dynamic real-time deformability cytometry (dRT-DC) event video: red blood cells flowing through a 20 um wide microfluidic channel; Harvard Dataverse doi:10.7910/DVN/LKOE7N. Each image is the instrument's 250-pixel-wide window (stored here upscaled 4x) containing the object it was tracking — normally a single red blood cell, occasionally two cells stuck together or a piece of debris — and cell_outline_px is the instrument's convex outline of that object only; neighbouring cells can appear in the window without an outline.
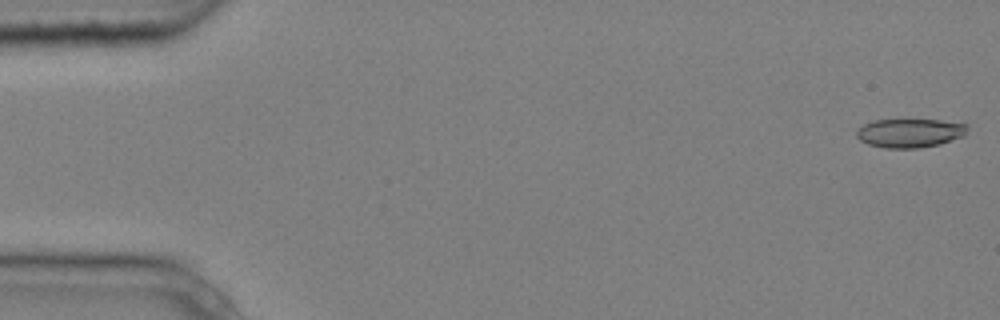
{"species": "common noctule bat (a hibernating species)", "species_latin": "Nyctalus noctula", "temperature_condition": "cold", "stored_images_in_passage": 6, "camera_frame_rate_fps": 3000, "um_per_image_px": 0.085, "animal": {"sex": "male", "body_mass_g": 20.4}, "frame": {"image": 1, "passage_image": 1, "time_ms": 0.0, "image_size_px": [1000, 320], "cell_outline_px": [[968, 128], [964, 136], [940, 144], [920, 148], [884, 148], [868, 144], [860, 140], [856, 136], [856, 128], [872, 120], [940, 120], [968, 124]], "centroid_in_image_um": [77.32, 11.31], "position_along_channel_um": 7.7, "area_um2": 18.79}}
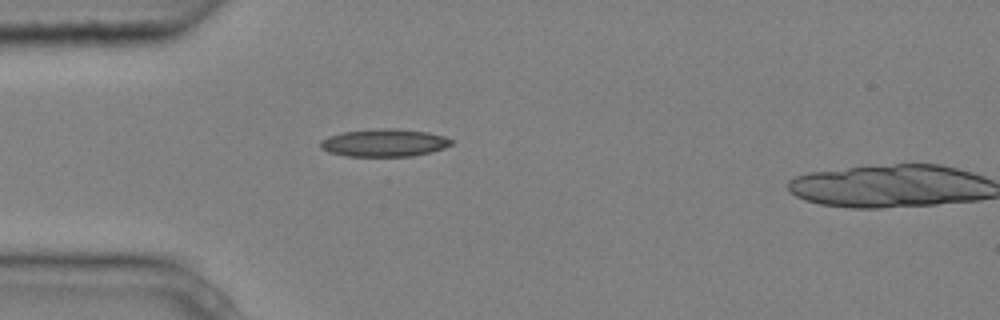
{"frame": {"image": 2, "passage_image": 5, "time_ms": 1.333, "image_size_px": [1000, 320], "cell_outline_px": [[452, 144], [444, 148], [432, 152], [412, 156], [344, 156], [328, 152], [320, 148], [320, 140], [328, 136], [344, 132], [384, 128], [396, 128], [428, 132], [444, 136], [452, 140]], "centroid_in_image_um": [32.65, 12.14], "position_along_channel_um": 52.3, "area_um2": 21.15}}